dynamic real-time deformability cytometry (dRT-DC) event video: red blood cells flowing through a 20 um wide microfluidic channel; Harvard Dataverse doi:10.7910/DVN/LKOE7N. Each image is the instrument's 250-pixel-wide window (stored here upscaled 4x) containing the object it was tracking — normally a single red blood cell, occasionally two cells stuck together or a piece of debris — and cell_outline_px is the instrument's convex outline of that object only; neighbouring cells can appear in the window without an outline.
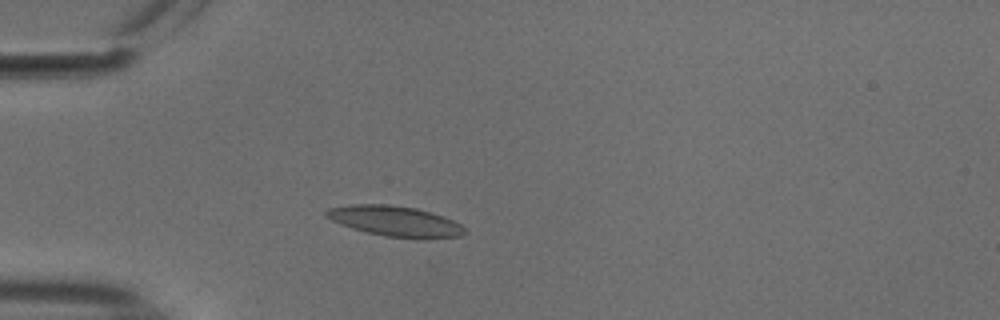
{"species": "common noctule bat (a hibernating species)", "species_latin": "Nyctalus noctula", "temperature_condition": "cold", "stored_images_in_passage": 51, "camera_frame_rate_fps": 3000, "um_per_image_px": 0.085, "animal": {"sex": "male", "body_mass_g": 18.8}, "frame": {"image": 1, "passage_image": 12, "time_ms": 3.667, "image_size_px": [1000, 320], "cell_outline_px": [[468, 232], [460, 236], [428, 240], [416, 240], [384, 236], [352, 228], [340, 224], [324, 216], [324, 212], [328, 208], [352, 204], [388, 204], [416, 208], [432, 212], [444, 216], [460, 224]], "centroid_in_image_um": [33.63, 18.82], "position_along_channel_um": 51.4, "area_um2": 25.09}}
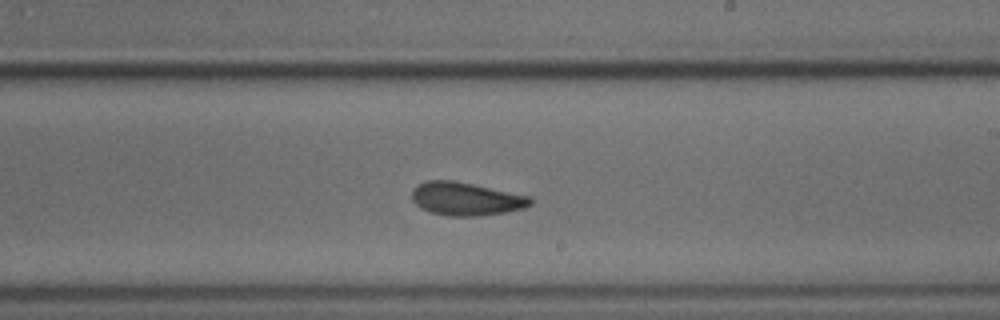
{"frame": {"image": 2, "passage_image": 29, "time_ms": 9.333, "image_size_px": [1000, 320], "cell_outline_px": [[532, 204], [524, 208], [504, 212], [480, 216], [448, 216], [432, 212], [420, 208], [412, 200], [412, 188], [428, 180], [452, 180], [472, 184], [528, 196], [532, 200]], "centroid_in_image_um": [39.57, 16.91], "position_along_channel_um": 249.4, "area_um2": 22.66}}
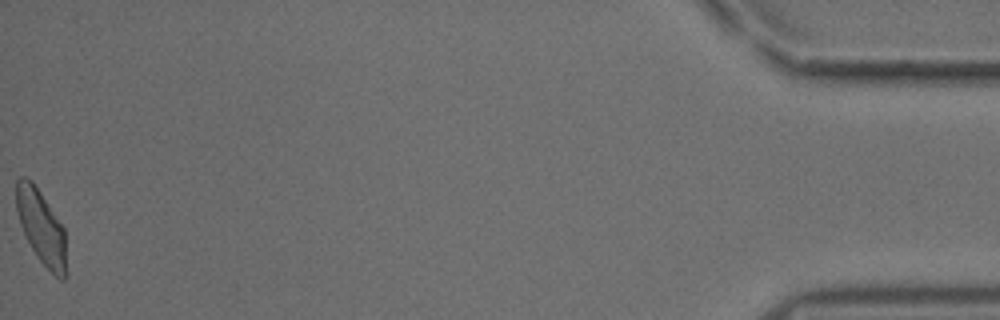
{"frame": {"image": 3, "passage_image": 51, "time_ms": 16.667, "image_size_px": [1000, 320], "cell_outline_px": [[64, 280], [60, 280], [36, 256], [20, 224], [16, 212], [16, 180], [20, 176], [24, 176], [32, 180], [64, 228]], "centroid_in_image_um": [3.45, 19.22], "position_along_channel_um": 431.7, "area_um2": 20.92}, "authors_computed_cell_mechanics": {"area_um2": 22.6576, "velocity_mm_per_s": 3.7376, "shape_relaxation_time_tau1_ms": 2.9185, "shape_relaxation_time_tau2_ms": 2.1234, "deformation_change_tau1": 0.103, "deformation_change_tau2": 0.0729}}